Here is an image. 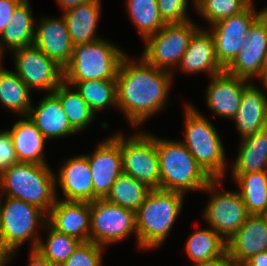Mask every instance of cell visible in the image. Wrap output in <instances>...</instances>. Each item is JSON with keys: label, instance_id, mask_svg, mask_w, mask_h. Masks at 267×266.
I'll return each instance as SVG.
<instances>
[{"label": "cell", "instance_id": "obj_46", "mask_svg": "<svg viewBox=\"0 0 267 266\" xmlns=\"http://www.w3.org/2000/svg\"><path fill=\"white\" fill-rule=\"evenodd\" d=\"M260 81L262 83L261 85H263L262 87H264L267 90V63L265 65V70H264L263 76L261 77Z\"/></svg>", "mask_w": 267, "mask_h": 266}, {"label": "cell", "instance_id": "obj_6", "mask_svg": "<svg viewBox=\"0 0 267 266\" xmlns=\"http://www.w3.org/2000/svg\"><path fill=\"white\" fill-rule=\"evenodd\" d=\"M46 223L47 214L41 208L17 198L0 196V241L2 250L8 255L4 266L12 261L25 242L31 241L30 248H37L41 237L36 228L39 225L43 228Z\"/></svg>", "mask_w": 267, "mask_h": 266}, {"label": "cell", "instance_id": "obj_37", "mask_svg": "<svg viewBox=\"0 0 267 266\" xmlns=\"http://www.w3.org/2000/svg\"><path fill=\"white\" fill-rule=\"evenodd\" d=\"M105 247L91 241L81 242L74 253L60 266H103Z\"/></svg>", "mask_w": 267, "mask_h": 266}, {"label": "cell", "instance_id": "obj_44", "mask_svg": "<svg viewBox=\"0 0 267 266\" xmlns=\"http://www.w3.org/2000/svg\"><path fill=\"white\" fill-rule=\"evenodd\" d=\"M194 266H239V265L236 262H234L233 259L226 254L223 258L217 261L202 264V265H194Z\"/></svg>", "mask_w": 267, "mask_h": 266}, {"label": "cell", "instance_id": "obj_49", "mask_svg": "<svg viewBox=\"0 0 267 266\" xmlns=\"http://www.w3.org/2000/svg\"><path fill=\"white\" fill-rule=\"evenodd\" d=\"M3 53L0 51V69L3 67V64H2V62H3Z\"/></svg>", "mask_w": 267, "mask_h": 266}, {"label": "cell", "instance_id": "obj_32", "mask_svg": "<svg viewBox=\"0 0 267 266\" xmlns=\"http://www.w3.org/2000/svg\"><path fill=\"white\" fill-rule=\"evenodd\" d=\"M151 190L141 181L122 173L112 185L105 199L125 209L136 212Z\"/></svg>", "mask_w": 267, "mask_h": 266}, {"label": "cell", "instance_id": "obj_15", "mask_svg": "<svg viewBox=\"0 0 267 266\" xmlns=\"http://www.w3.org/2000/svg\"><path fill=\"white\" fill-rule=\"evenodd\" d=\"M55 173V194L58 198L59 185L64 201L91 202L93 200V180L88 158L84 154L67 158Z\"/></svg>", "mask_w": 267, "mask_h": 266}, {"label": "cell", "instance_id": "obj_9", "mask_svg": "<svg viewBox=\"0 0 267 266\" xmlns=\"http://www.w3.org/2000/svg\"><path fill=\"white\" fill-rule=\"evenodd\" d=\"M199 28L194 20L179 24H165L156 34L143 42L141 57L150 65L172 72L178 67L193 33ZM174 68V69H173Z\"/></svg>", "mask_w": 267, "mask_h": 266}, {"label": "cell", "instance_id": "obj_22", "mask_svg": "<svg viewBox=\"0 0 267 266\" xmlns=\"http://www.w3.org/2000/svg\"><path fill=\"white\" fill-rule=\"evenodd\" d=\"M27 117L48 141L78 133L70 125L59 98L53 92L41 98L37 106L32 105Z\"/></svg>", "mask_w": 267, "mask_h": 266}, {"label": "cell", "instance_id": "obj_25", "mask_svg": "<svg viewBox=\"0 0 267 266\" xmlns=\"http://www.w3.org/2000/svg\"><path fill=\"white\" fill-rule=\"evenodd\" d=\"M34 21L30 0H23L0 36V51L4 53L8 49L12 52L33 45L36 28Z\"/></svg>", "mask_w": 267, "mask_h": 266}, {"label": "cell", "instance_id": "obj_14", "mask_svg": "<svg viewBox=\"0 0 267 266\" xmlns=\"http://www.w3.org/2000/svg\"><path fill=\"white\" fill-rule=\"evenodd\" d=\"M88 158L93 180V200L105 198L116 179L123 173L121 133L103 139Z\"/></svg>", "mask_w": 267, "mask_h": 266}, {"label": "cell", "instance_id": "obj_13", "mask_svg": "<svg viewBox=\"0 0 267 266\" xmlns=\"http://www.w3.org/2000/svg\"><path fill=\"white\" fill-rule=\"evenodd\" d=\"M262 15V9L256 11L253 1L240 13L224 18L212 24L211 32L216 56L226 68L245 46L246 34L251 25Z\"/></svg>", "mask_w": 267, "mask_h": 266}, {"label": "cell", "instance_id": "obj_23", "mask_svg": "<svg viewBox=\"0 0 267 266\" xmlns=\"http://www.w3.org/2000/svg\"><path fill=\"white\" fill-rule=\"evenodd\" d=\"M101 0H88L63 12L73 46L101 39L96 30L101 12Z\"/></svg>", "mask_w": 267, "mask_h": 266}, {"label": "cell", "instance_id": "obj_39", "mask_svg": "<svg viewBox=\"0 0 267 266\" xmlns=\"http://www.w3.org/2000/svg\"><path fill=\"white\" fill-rule=\"evenodd\" d=\"M244 50L267 51V19L261 15L248 29Z\"/></svg>", "mask_w": 267, "mask_h": 266}, {"label": "cell", "instance_id": "obj_45", "mask_svg": "<svg viewBox=\"0 0 267 266\" xmlns=\"http://www.w3.org/2000/svg\"><path fill=\"white\" fill-rule=\"evenodd\" d=\"M87 1L88 0H56L63 12Z\"/></svg>", "mask_w": 267, "mask_h": 266}, {"label": "cell", "instance_id": "obj_8", "mask_svg": "<svg viewBox=\"0 0 267 266\" xmlns=\"http://www.w3.org/2000/svg\"><path fill=\"white\" fill-rule=\"evenodd\" d=\"M223 182L224 180H212L202 191L211 194L202 214L205 223L227 242L243 226L250 214L237 190H221Z\"/></svg>", "mask_w": 267, "mask_h": 266}, {"label": "cell", "instance_id": "obj_47", "mask_svg": "<svg viewBox=\"0 0 267 266\" xmlns=\"http://www.w3.org/2000/svg\"><path fill=\"white\" fill-rule=\"evenodd\" d=\"M7 256L8 255L1 248V241H0V266H4Z\"/></svg>", "mask_w": 267, "mask_h": 266}, {"label": "cell", "instance_id": "obj_50", "mask_svg": "<svg viewBox=\"0 0 267 266\" xmlns=\"http://www.w3.org/2000/svg\"><path fill=\"white\" fill-rule=\"evenodd\" d=\"M196 1H197V0H192V3H193L192 5H193V6H195V2H196Z\"/></svg>", "mask_w": 267, "mask_h": 266}, {"label": "cell", "instance_id": "obj_12", "mask_svg": "<svg viewBox=\"0 0 267 266\" xmlns=\"http://www.w3.org/2000/svg\"><path fill=\"white\" fill-rule=\"evenodd\" d=\"M12 53L14 72L31 91L52 93L64 81V69L34 44Z\"/></svg>", "mask_w": 267, "mask_h": 266}, {"label": "cell", "instance_id": "obj_21", "mask_svg": "<svg viewBox=\"0 0 267 266\" xmlns=\"http://www.w3.org/2000/svg\"><path fill=\"white\" fill-rule=\"evenodd\" d=\"M267 90L250 82L242 91L239 110L232 118L239 139L254 135L266 128Z\"/></svg>", "mask_w": 267, "mask_h": 266}, {"label": "cell", "instance_id": "obj_18", "mask_svg": "<svg viewBox=\"0 0 267 266\" xmlns=\"http://www.w3.org/2000/svg\"><path fill=\"white\" fill-rule=\"evenodd\" d=\"M90 202L64 201L56 198L47 213V223L55 230L82 242L90 241Z\"/></svg>", "mask_w": 267, "mask_h": 266}, {"label": "cell", "instance_id": "obj_28", "mask_svg": "<svg viewBox=\"0 0 267 266\" xmlns=\"http://www.w3.org/2000/svg\"><path fill=\"white\" fill-rule=\"evenodd\" d=\"M250 215L267 214V171L230 174Z\"/></svg>", "mask_w": 267, "mask_h": 266}, {"label": "cell", "instance_id": "obj_3", "mask_svg": "<svg viewBox=\"0 0 267 266\" xmlns=\"http://www.w3.org/2000/svg\"><path fill=\"white\" fill-rule=\"evenodd\" d=\"M155 144L159 157L161 190L185 195L188 191H203L213 180L180 140L155 135Z\"/></svg>", "mask_w": 267, "mask_h": 266}, {"label": "cell", "instance_id": "obj_5", "mask_svg": "<svg viewBox=\"0 0 267 266\" xmlns=\"http://www.w3.org/2000/svg\"><path fill=\"white\" fill-rule=\"evenodd\" d=\"M184 108L185 137L180 141L213 180H223L228 163L216 127L194 105L188 103Z\"/></svg>", "mask_w": 267, "mask_h": 266}, {"label": "cell", "instance_id": "obj_20", "mask_svg": "<svg viewBox=\"0 0 267 266\" xmlns=\"http://www.w3.org/2000/svg\"><path fill=\"white\" fill-rule=\"evenodd\" d=\"M267 251V219L250 215L243 226L227 241V255L239 266L252 256Z\"/></svg>", "mask_w": 267, "mask_h": 266}, {"label": "cell", "instance_id": "obj_41", "mask_svg": "<svg viewBox=\"0 0 267 266\" xmlns=\"http://www.w3.org/2000/svg\"><path fill=\"white\" fill-rule=\"evenodd\" d=\"M23 0H0V36L10 23L14 10Z\"/></svg>", "mask_w": 267, "mask_h": 266}, {"label": "cell", "instance_id": "obj_40", "mask_svg": "<svg viewBox=\"0 0 267 266\" xmlns=\"http://www.w3.org/2000/svg\"><path fill=\"white\" fill-rule=\"evenodd\" d=\"M18 162L10 133L0 129V175L7 167Z\"/></svg>", "mask_w": 267, "mask_h": 266}, {"label": "cell", "instance_id": "obj_4", "mask_svg": "<svg viewBox=\"0 0 267 266\" xmlns=\"http://www.w3.org/2000/svg\"><path fill=\"white\" fill-rule=\"evenodd\" d=\"M49 166L18 162L7 167L0 175V196L20 199L47 214L56 200L55 172Z\"/></svg>", "mask_w": 267, "mask_h": 266}, {"label": "cell", "instance_id": "obj_30", "mask_svg": "<svg viewBox=\"0 0 267 266\" xmlns=\"http://www.w3.org/2000/svg\"><path fill=\"white\" fill-rule=\"evenodd\" d=\"M65 83L75 88L96 115L98 111L110 106L117 108L116 80L96 79Z\"/></svg>", "mask_w": 267, "mask_h": 266}, {"label": "cell", "instance_id": "obj_7", "mask_svg": "<svg viewBox=\"0 0 267 266\" xmlns=\"http://www.w3.org/2000/svg\"><path fill=\"white\" fill-rule=\"evenodd\" d=\"M125 55L120 47L105 38L76 45L70 63L64 68V82L115 80Z\"/></svg>", "mask_w": 267, "mask_h": 266}, {"label": "cell", "instance_id": "obj_31", "mask_svg": "<svg viewBox=\"0 0 267 266\" xmlns=\"http://www.w3.org/2000/svg\"><path fill=\"white\" fill-rule=\"evenodd\" d=\"M53 93L59 98L70 125L77 132L85 130L96 118L95 113L73 86L63 81Z\"/></svg>", "mask_w": 267, "mask_h": 266}, {"label": "cell", "instance_id": "obj_33", "mask_svg": "<svg viewBox=\"0 0 267 266\" xmlns=\"http://www.w3.org/2000/svg\"><path fill=\"white\" fill-rule=\"evenodd\" d=\"M127 15L143 41L165 25L158 11L157 0H126Z\"/></svg>", "mask_w": 267, "mask_h": 266}, {"label": "cell", "instance_id": "obj_2", "mask_svg": "<svg viewBox=\"0 0 267 266\" xmlns=\"http://www.w3.org/2000/svg\"><path fill=\"white\" fill-rule=\"evenodd\" d=\"M184 197L182 193L161 189L149 192L135 212L138 248L147 251L163 245L181 214Z\"/></svg>", "mask_w": 267, "mask_h": 266}, {"label": "cell", "instance_id": "obj_34", "mask_svg": "<svg viewBox=\"0 0 267 266\" xmlns=\"http://www.w3.org/2000/svg\"><path fill=\"white\" fill-rule=\"evenodd\" d=\"M43 228H47L46 241L41 237L36 250L49 262L60 266L67 261L82 241L53 229L48 223Z\"/></svg>", "mask_w": 267, "mask_h": 266}, {"label": "cell", "instance_id": "obj_42", "mask_svg": "<svg viewBox=\"0 0 267 266\" xmlns=\"http://www.w3.org/2000/svg\"><path fill=\"white\" fill-rule=\"evenodd\" d=\"M28 261L27 266H55L36 249L30 250Z\"/></svg>", "mask_w": 267, "mask_h": 266}, {"label": "cell", "instance_id": "obj_1", "mask_svg": "<svg viewBox=\"0 0 267 266\" xmlns=\"http://www.w3.org/2000/svg\"><path fill=\"white\" fill-rule=\"evenodd\" d=\"M139 58V59H138ZM131 60L126 54L116 75L117 109L136 130L168 103L173 72L148 64L141 56Z\"/></svg>", "mask_w": 267, "mask_h": 266}, {"label": "cell", "instance_id": "obj_27", "mask_svg": "<svg viewBox=\"0 0 267 266\" xmlns=\"http://www.w3.org/2000/svg\"><path fill=\"white\" fill-rule=\"evenodd\" d=\"M239 140L231 174L267 171V128Z\"/></svg>", "mask_w": 267, "mask_h": 266}, {"label": "cell", "instance_id": "obj_48", "mask_svg": "<svg viewBox=\"0 0 267 266\" xmlns=\"http://www.w3.org/2000/svg\"><path fill=\"white\" fill-rule=\"evenodd\" d=\"M262 15L267 19V5L262 9Z\"/></svg>", "mask_w": 267, "mask_h": 266}, {"label": "cell", "instance_id": "obj_10", "mask_svg": "<svg viewBox=\"0 0 267 266\" xmlns=\"http://www.w3.org/2000/svg\"><path fill=\"white\" fill-rule=\"evenodd\" d=\"M134 134L125 137L121 133L123 173L141 181L152 190L160 189V165L155 135L143 130Z\"/></svg>", "mask_w": 267, "mask_h": 266}, {"label": "cell", "instance_id": "obj_24", "mask_svg": "<svg viewBox=\"0 0 267 266\" xmlns=\"http://www.w3.org/2000/svg\"><path fill=\"white\" fill-rule=\"evenodd\" d=\"M6 130L11 135L19 162L49 164L44 156V146L48 140L27 116H20L12 128Z\"/></svg>", "mask_w": 267, "mask_h": 266}, {"label": "cell", "instance_id": "obj_19", "mask_svg": "<svg viewBox=\"0 0 267 266\" xmlns=\"http://www.w3.org/2000/svg\"><path fill=\"white\" fill-rule=\"evenodd\" d=\"M184 74L207 73L210 77L225 71L219 63L211 32L199 27L192 35L177 67Z\"/></svg>", "mask_w": 267, "mask_h": 266}, {"label": "cell", "instance_id": "obj_38", "mask_svg": "<svg viewBox=\"0 0 267 266\" xmlns=\"http://www.w3.org/2000/svg\"><path fill=\"white\" fill-rule=\"evenodd\" d=\"M157 4L164 24H179L192 20L187 12L188 0H157Z\"/></svg>", "mask_w": 267, "mask_h": 266}, {"label": "cell", "instance_id": "obj_36", "mask_svg": "<svg viewBox=\"0 0 267 266\" xmlns=\"http://www.w3.org/2000/svg\"><path fill=\"white\" fill-rule=\"evenodd\" d=\"M253 0H197L195 10L210 25L219 20L238 14Z\"/></svg>", "mask_w": 267, "mask_h": 266}, {"label": "cell", "instance_id": "obj_29", "mask_svg": "<svg viewBox=\"0 0 267 266\" xmlns=\"http://www.w3.org/2000/svg\"><path fill=\"white\" fill-rule=\"evenodd\" d=\"M31 90L11 70L0 69V104L17 116H27L33 104Z\"/></svg>", "mask_w": 267, "mask_h": 266}, {"label": "cell", "instance_id": "obj_26", "mask_svg": "<svg viewBox=\"0 0 267 266\" xmlns=\"http://www.w3.org/2000/svg\"><path fill=\"white\" fill-rule=\"evenodd\" d=\"M207 227L195 230L186 240V254L194 265L211 263L227 254V242L215 230Z\"/></svg>", "mask_w": 267, "mask_h": 266}, {"label": "cell", "instance_id": "obj_11", "mask_svg": "<svg viewBox=\"0 0 267 266\" xmlns=\"http://www.w3.org/2000/svg\"><path fill=\"white\" fill-rule=\"evenodd\" d=\"M90 215L91 242L106 248L135 233L137 243L134 211L111 203L105 198H96L90 202Z\"/></svg>", "mask_w": 267, "mask_h": 266}, {"label": "cell", "instance_id": "obj_16", "mask_svg": "<svg viewBox=\"0 0 267 266\" xmlns=\"http://www.w3.org/2000/svg\"><path fill=\"white\" fill-rule=\"evenodd\" d=\"M34 45L63 69L70 63L74 46L63 15L58 18L42 16L39 19Z\"/></svg>", "mask_w": 267, "mask_h": 266}, {"label": "cell", "instance_id": "obj_43", "mask_svg": "<svg viewBox=\"0 0 267 266\" xmlns=\"http://www.w3.org/2000/svg\"><path fill=\"white\" fill-rule=\"evenodd\" d=\"M242 266H267V251L252 256Z\"/></svg>", "mask_w": 267, "mask_h": 266}, {"label": "cell", "instance_id": "obj_17", "mask_svg": "<svg viewBox=\"0 0 267 266\" xmlns=\"http://www.w3.org/2000/svg\"><path fill=\"white\" fill-rule=\"evenodd\" d=\"M210 78L205 89L206 105L214 116L232 120L239 110L242 91L250 82L226 71Z\"/></svg>", "mask_w": 267, "mask_h": 266}, {"label": "cell", "instance_id": "obj_35", "mask_svg": "<svg viewBox=\"0 0 267 266\" xmlns=\"http://www.w3.org/2000/svg\"><path fill=\"white\" fill-rule=\"evenodd\" d=\"M267 63V51L244 50L242 47L233 61L225 68L231 75L253 82L261 79Z\"/></svg>", "mask_w": 267, "mask_h": 266}]
</instances>
